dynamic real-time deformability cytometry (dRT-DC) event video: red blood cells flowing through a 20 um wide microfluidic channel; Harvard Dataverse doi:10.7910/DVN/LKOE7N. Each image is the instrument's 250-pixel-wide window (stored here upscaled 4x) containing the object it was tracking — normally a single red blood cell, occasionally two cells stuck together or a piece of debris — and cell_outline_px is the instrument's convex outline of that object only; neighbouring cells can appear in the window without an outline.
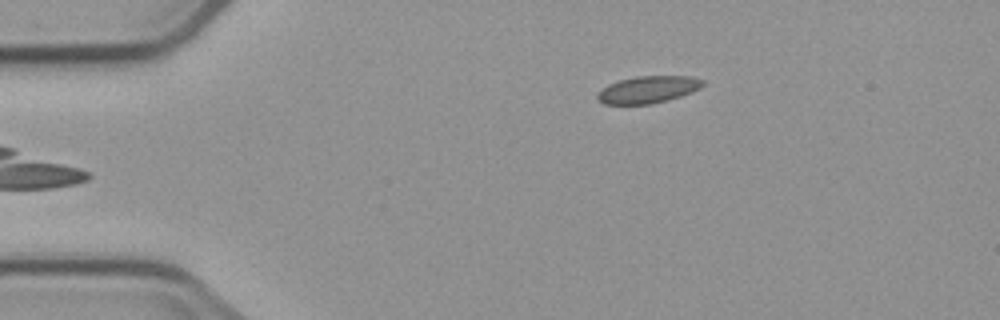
{"species": "common noctule bat (a hibernating species)", "species_latin": "Nyctalus noctula", "temperature_condition": "cold", "stored_images_in_passage": 4, "camera_frame_rate_fps": 3000, "um_per_image_px": 0.085, "animal": {"sex": "male", "body_mass_g": 23.1, "forearm_length_mm": 52.7}, "frame": {"image": 1, "passage_image": 4, "time_ms": 4.333, "image_size_px": [1000, 320], "cell_outline_px": [[704, 84], [700, 88], [692, 92], [668, 100], [652, 104], [604, 104], [596, 100], [596, 96], [608, 84], [620, 80], [636, 76], [692, 76], [704, 80]], "centroid_in_image_um": [55.09, 7.61], "position_along_channel_um": 29.9, "area_um2": 16.65}}